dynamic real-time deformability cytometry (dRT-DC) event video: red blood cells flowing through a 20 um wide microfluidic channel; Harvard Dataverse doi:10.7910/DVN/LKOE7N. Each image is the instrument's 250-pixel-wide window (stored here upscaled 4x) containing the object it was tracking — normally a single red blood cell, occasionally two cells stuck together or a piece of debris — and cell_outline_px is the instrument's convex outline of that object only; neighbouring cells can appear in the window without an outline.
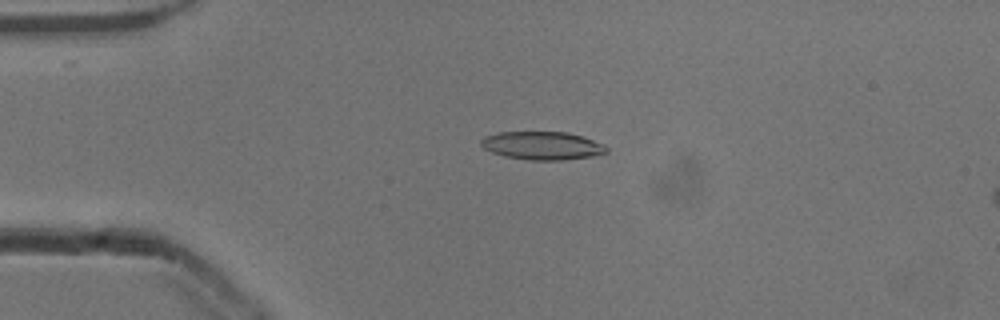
{"species": "common noctule bat (a hibernating species)", "species_latin": "Nyctalus noctula", "temperature_condition": "cold", "stored_images_in_passage": 52, "camera_frame_rate_fps": 3000, "um_per_image_px": 0.085, "animal": {"sex": "male", "body_mass_g": 13.3}, "frame": {"image": 1, "passage_image": 12, "time_ms": 3.667, "image_size_px": [1000, 320], "cell_outline_px": [[608, 152], [592, 156], [560, 160], [528, 160], [504, 156], [492, 152], [484, 148], [480, 144], [480, 140], [484, 136], [496, 132], [568, 132], [604, 144], [608, 148]], "centroid_in_image_um": [46.06, 12.37], "position_along_channel_um": 38.9, "area_um2": 20.58}}
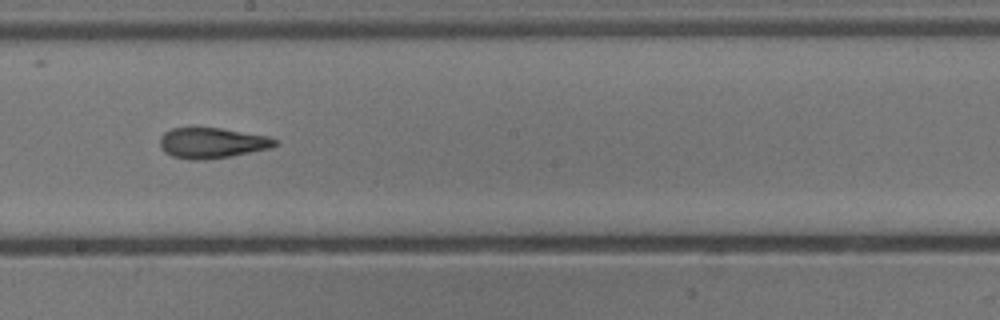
{"frame": {"image": 2, "passage_image": 29, "time_ms": 9.333, "image_size_px": [1000, 320], "cell_outline_px": [[276, 144], [272, 148], [232, 156], [204, 160], [188, 160], [172, 156], [164, 152], [160, 148], [160, 136], [164, 132], [172, 128], [220, 128], [268, 136], [276, 140]], "centroid_in_image_um": [17.99, 12.16], "position_along_channel_um": 230.2, "area_um2": 20.58}}
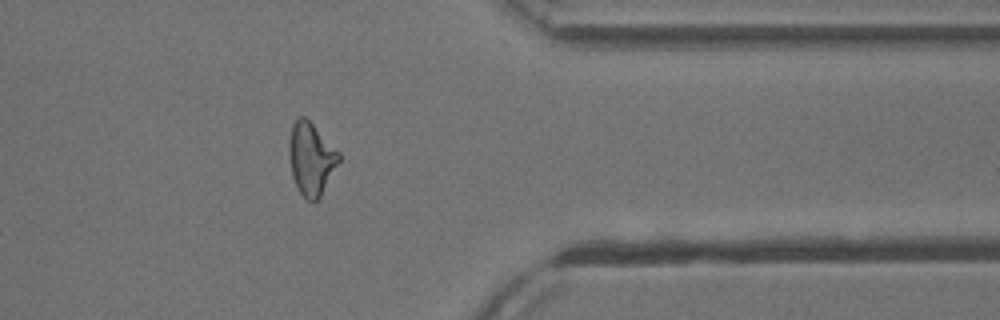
{"frame": {"image": 3, "passage_image": 42, "time_ms": 13.667, "image_size_px": [1000, 320], "cell_outline_px": [[340, 160], [320, 196], [312, 204], [300, 192], [292, 176], [288, 152], [288, 144], [292, 124], [300, 116], [304, 116], [340, 152]], "centroid_in_image_um": [26.43, 13.49], "position_along_channel_um": 385.0, "area_um2": 20.81}, "authors_computed_cell_mechanics": {"area_um2": 20.6924, "velocity_mm_per_s": 3.9091, "shape_relaxation_time_tau1_ms": 10.6522, "shape_relaxation_time_tau2_ms": 2.2846, "deformation_change_tau1": 0.2599, "deformation_change_tau2": 0.1167}}